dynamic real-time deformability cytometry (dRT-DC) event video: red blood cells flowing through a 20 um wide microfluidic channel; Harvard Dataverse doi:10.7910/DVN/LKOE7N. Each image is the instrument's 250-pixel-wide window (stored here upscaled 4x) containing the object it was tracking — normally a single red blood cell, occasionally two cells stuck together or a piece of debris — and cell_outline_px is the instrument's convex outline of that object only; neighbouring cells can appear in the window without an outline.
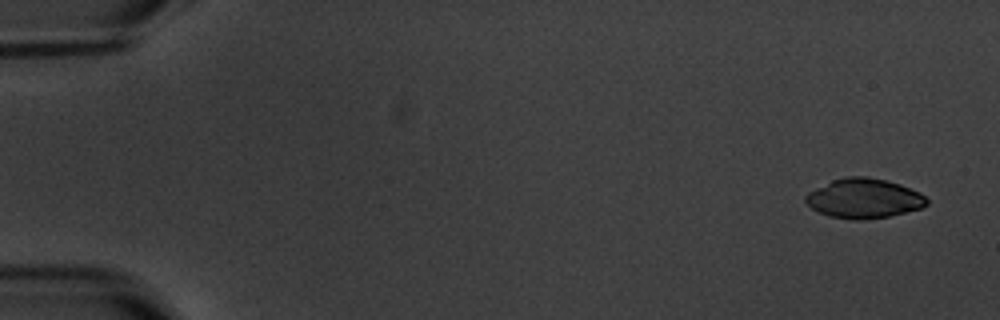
{"species": "common noctule bat (a hibernating species)", "species_latin": "Nyctalus noctula", "temperature_condition": "warm", "stored_images_in_passage": 10, "camera_frame_rate_fps": 3000, "um_per_image_px": 0.085, "animal": {"sex": "male", "body_mass_g": 20.1, "forearm_length_mm": 53.5}, "frame": {"image": 1, "passage_image": 1, "time_ms": 0.0, "image_size_px": [1000, 320], "cell_outline_px": [[928, 204], [920, 208], [888, 216], [860, 220], [852, 220], [828, 216], [812, 208], [804, 200], [804, 196], [808, 192], [832, 180], [848, 176], [868, 176], [900, 184], [920, 192], [928, 200]], "centroid_in_image_um": [73.41, 16.86], "position_along_channel_um": 11.6, "area_um2": 27.86}}